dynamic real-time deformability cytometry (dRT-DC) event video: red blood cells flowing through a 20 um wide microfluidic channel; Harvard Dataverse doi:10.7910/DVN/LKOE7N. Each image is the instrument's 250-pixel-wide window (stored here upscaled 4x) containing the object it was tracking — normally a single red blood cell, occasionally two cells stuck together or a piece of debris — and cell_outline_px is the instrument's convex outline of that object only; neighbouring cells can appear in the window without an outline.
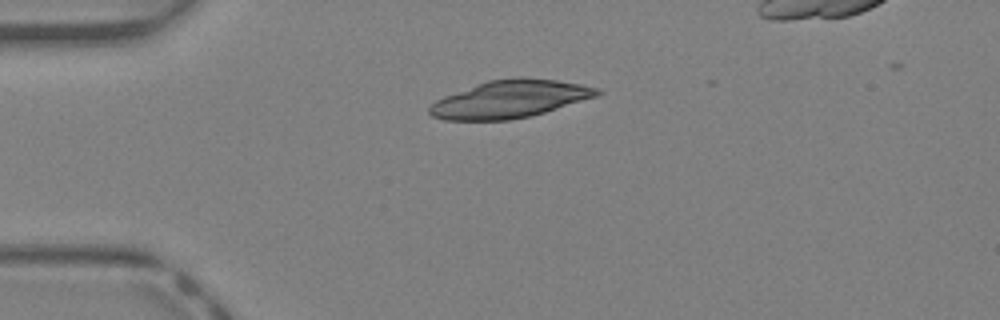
{"species": "Egyptian fruit bat (a non-hibernating species)", "species_latin": "Rousettus aegyptiacus", "temperature_condition": "warm", "stored_images_in_passage": 27, "camera_frame_rate_fps": 3000, "um_per_image_px": 0.085, "animal": {"sex": "female"}, "frame": {"image": 1, "passage_image": 1, "time_ms": 0.0, "image_size_px": [1000, 320], "cell_outline_px": [[604, 92], [596, 96], [544, 112], [528, 116], [508, 120], [444, 120], [432, 116], [428, 112], [428, 108], [436, 100], [444, 96], [476, 84], [488, 80], [556, 80], [580, 84], [600, 88]], "centroid_in_image_um": [43.3, 8.46], "position_along_channel_um": 41.7, "area_um2": 35.6}}